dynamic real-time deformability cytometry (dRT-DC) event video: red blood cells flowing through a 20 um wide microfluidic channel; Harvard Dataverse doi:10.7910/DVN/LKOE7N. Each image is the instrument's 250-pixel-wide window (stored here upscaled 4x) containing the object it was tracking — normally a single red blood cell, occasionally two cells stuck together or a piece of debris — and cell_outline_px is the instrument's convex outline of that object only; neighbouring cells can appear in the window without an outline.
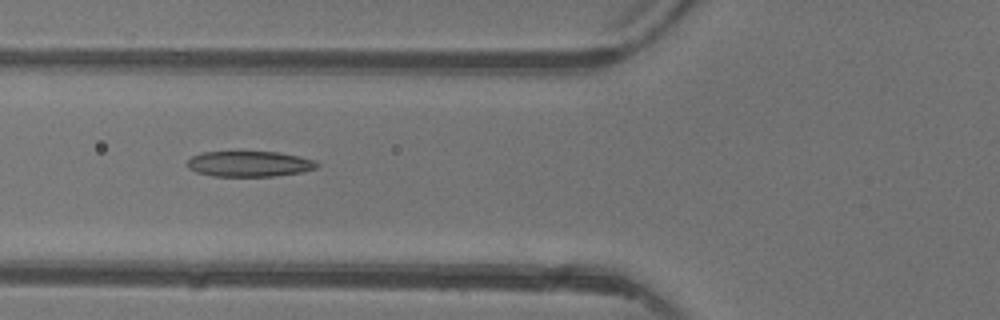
{"species": "common noctule bat (a hibernating species)", "species_latin": "Nyctalus noctula", "temperature_condition": "warm", "stored_images_in_passage": 5, "camera_frame_rate_fps": 3000, "um_per_image_px": 0.085, "animal": {"sex": "female"}, "frame": {"image": 1, "passage_image": 5, "time_ms": 4.667, "image_size_px": [1000, 320], "cell_outline_px": [[320, 164], [316, 168], [304, 172], [276, 176], [212, 176], [196, 172], [188, 168], [188, 160], [192, 156], [200, 152], [240, 148], [280, 152], [316, 160]], "centroid_in_image_um": [21.18, 13.87], "position_along_channel_um": 104.6, "area_um2": 20.63}}